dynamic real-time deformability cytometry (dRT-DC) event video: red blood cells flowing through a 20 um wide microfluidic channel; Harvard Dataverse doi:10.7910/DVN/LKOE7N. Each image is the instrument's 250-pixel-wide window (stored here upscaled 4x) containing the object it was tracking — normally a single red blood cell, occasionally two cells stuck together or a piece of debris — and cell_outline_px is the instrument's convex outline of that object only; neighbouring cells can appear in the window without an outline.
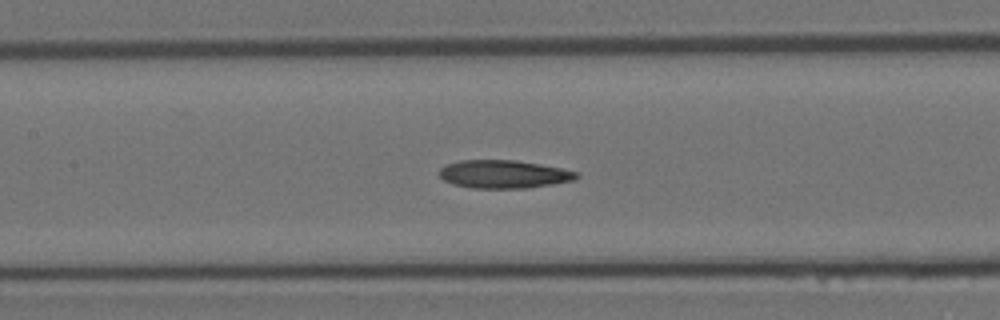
{"species": "Egyptian fruit bat (a non-hibernating species)", "species_latin": "Rousettus aegyptiacus", "temperature_condition": "room temperature", "stored_images_in_passage": 35, "camera_frame_rate_fps": 3000, "um_per_image_px": 0.085, "animal": {"sex": "female"}, "frame": {"image": 1, "passage_image": 16, "time_ms": 5.0, "image_size_px": [1000, 320], "cell_outline_px": [[580, 176], [576, 180], [528, 188], [472, 188], [452, 184], [444, 180], [440, 176], [440, 168], [448, 164], [460, 160], [516, 160], [540, 164], [580, 172]], "centroid_in_image_um": [42.86, 14.81], "position_along_channel_um": 164.5, "area_um2": 22.54}}
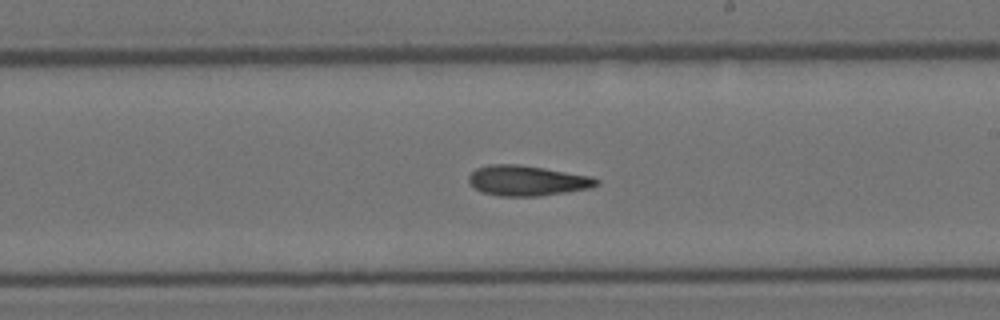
{"frame": {"image": 2, "passage_image": 20, "time_ms": 6.333, "image_size_px": [1000, 320], "cell_outline_px": [[600, 184], [592, 188], [540, 196], [500, 196], [484, 192], [476, 188], [468, 180], [468, 176], [476, 168], [488, 164], [516, 164], [544, 168], [592, 176], [600, 180]], "centroid_in_image_um": [44.85, 15.35], "position_along_channel_um": 244.1, "area_um2": 22.54}}
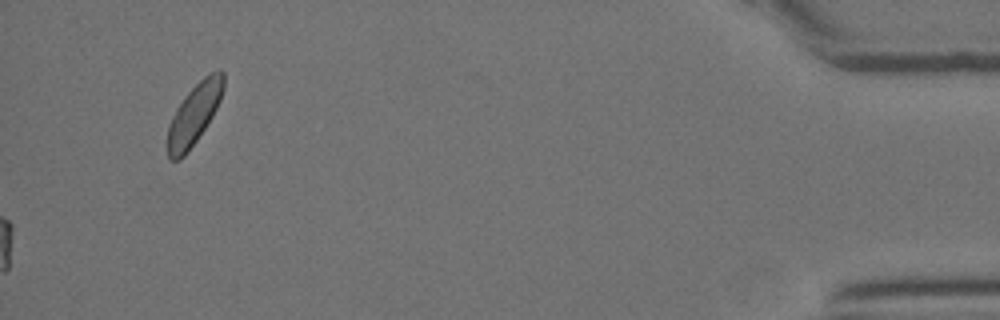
{"frame": {"image": 3, "passage_image": 35, "time_ms": 11.333, "image_size_px": [1000, 320], "cell_outline_px": [[224, 88], [220, 100], [212, 116], [196, 140], [184, 156], [180, 160], [168, 160], [168, 128], [176, 108], [184, 96], [204, 76], [220, 68], [224, 72]], "centroid_in_image_um": [16.51, 9.68], "position_along_channel_um": 418.7, "area_um2": 19.54}}